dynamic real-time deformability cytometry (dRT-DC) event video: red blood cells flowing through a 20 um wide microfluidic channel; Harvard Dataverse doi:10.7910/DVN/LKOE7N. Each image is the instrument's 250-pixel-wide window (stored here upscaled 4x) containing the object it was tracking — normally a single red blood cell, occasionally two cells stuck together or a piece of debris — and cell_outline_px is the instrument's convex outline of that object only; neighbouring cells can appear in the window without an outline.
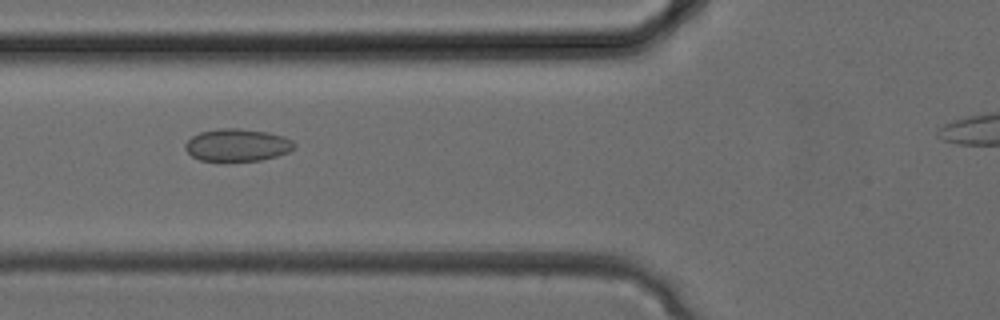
{"species": "common noctule bat (a hibernating species)", "species_latin": "Nyctalus noctula", "temperature_condition": "cold", "stored_images_in_passage": 29, "camera_frame_rate_fps": 3000, "um_per_image_px": 0.085, "animal": {"sex": "female", "body_mass_g": 24.6, "forearm_length_mm": 56.2}, "frame": {"image": 1, "passage_image": 12, "time_ms": 3.667, "image_size_px": [1000, 320], "cell_outline_px": [[296, 148], [288, 152], [276, 156], [260, 160], [200, 160], [192, 156], [184, 148], [184, 144], [192, 136], [200, 132], [220, 128], [240, 128], [268, 132], [284, 136], [292, 140], [296, 144]], "centroid_in_image_um": [20.19, 12.31], "position_along_channel_um": 105.6, "area_um2": 20.58}}
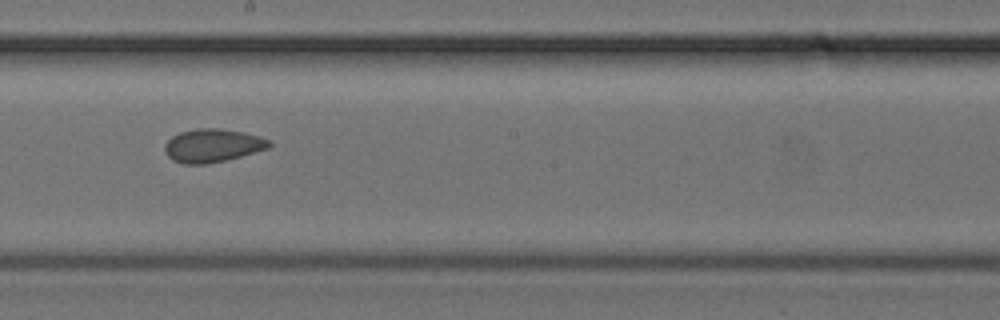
{"frame": {"image": 2, "passage_image": 18, "time_ms": 5.667, "image_size_px": [1000, 320], "cell_outline_px": [[272, 144], [268, 148], [240, 156], [208, 164], [184, 164], [172, 160], [168, 156], [164, 148], [164, 144], [172, 136], [180, 132], [196, 128], [220, 128], [244, 132], [272, 140]], "centroid_in_image_um": [18.06, 12.36], "position_along_channel_um": 230.1, "area_um2": 20.29}}
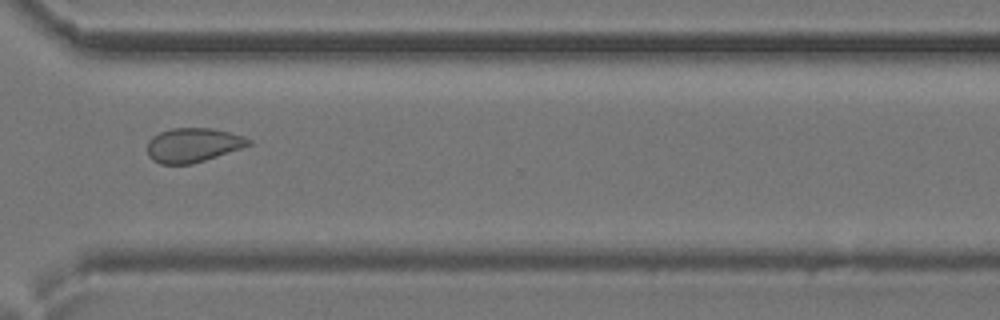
{"frame": {"image": 3, "passage_image": 24, "time_ms": 7.667, "image_size_px": [1000, 320], "cell_outline_px": [[252, 144], [192, 164], [160, 164], [152, 160], [148, 156], [148, 140], [152, 136], [160, 132], [172, 128], [212, 128], [244, 136], [252, 140]], "centroid_in_image_um": [16.38, 12.32], "position_along_channel_um": 354.2, "area_um2": 20.11}}